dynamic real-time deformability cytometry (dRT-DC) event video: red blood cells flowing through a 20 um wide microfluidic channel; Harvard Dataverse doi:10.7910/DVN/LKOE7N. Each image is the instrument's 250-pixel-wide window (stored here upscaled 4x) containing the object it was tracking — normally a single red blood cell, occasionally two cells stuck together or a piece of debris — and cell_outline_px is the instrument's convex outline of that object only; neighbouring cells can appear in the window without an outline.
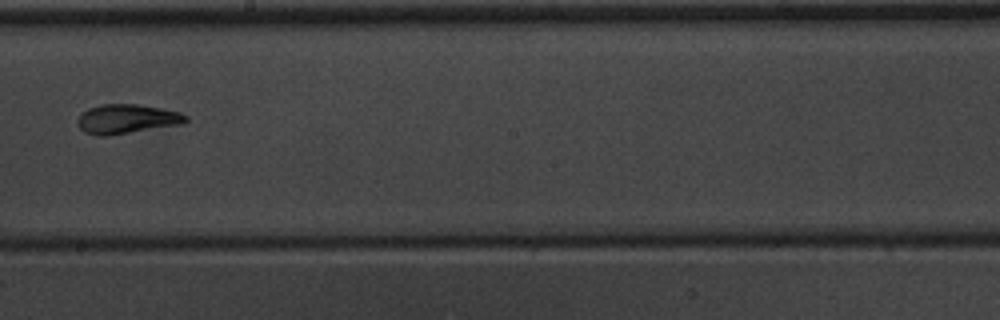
{"species": "common noctule bat (a hibernating species)", "species_latin": "Nyctalus noctula", "temperature_condition": "warm", "stored_images_in_passage": 11, "camera_frame_rate_fps": 3000, "um_per_image_px": 0.085, "animal": {"sex": "male", "body_mass_g": 20.1, "forearm_length_mm": 53.5}, "frame": {"image": 1, "passage_image": 10, "time_ms": 11.333, "image_size_px": [1000, 320], "cell_outline_px": [[188, 120], [184, 124], [108, 136], [100, 136], [84, 132], [76, 124], [76, 120], [88, 108], [100, 104], [140, 104], [180, 112], [188, 116]], "centroid_in_image_um": [10.79, 10.12], "position_along_channel_um": 237.4, "area_um2": 18.73}}
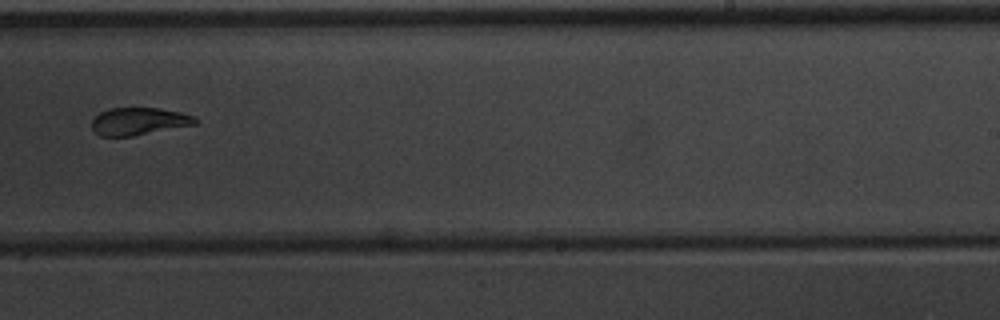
{"frame": {"image": 2, "passage_image": 11, "time_ms": 12.333, "image_size_px": [1000, 320], "cell_outline_px": [[196, 124], [132, 136], [100, 136], [92, 128], [92, 120], [100, 112], [108, 108], [160, 108], [180, 112], [192, 116], [196, 120]], "centroid_in_image_um": [11.76, 10.3], "position_along_channel_um": 277.2, "area_um2": 16.36}}